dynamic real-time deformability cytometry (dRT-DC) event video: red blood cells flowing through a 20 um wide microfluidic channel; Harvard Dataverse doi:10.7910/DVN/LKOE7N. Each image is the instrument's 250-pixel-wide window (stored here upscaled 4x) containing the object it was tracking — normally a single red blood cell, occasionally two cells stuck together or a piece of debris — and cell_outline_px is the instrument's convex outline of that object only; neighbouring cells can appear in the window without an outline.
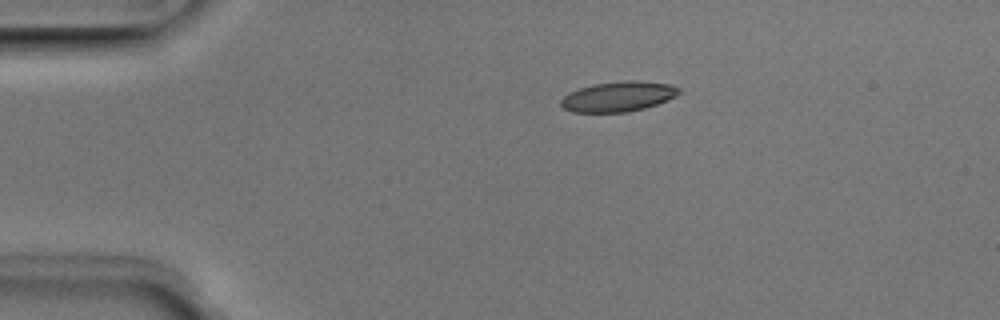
{"species": "Egyptian fruit bat (a non-hibernating species)", "species_latin": "Rousettus aegyptiacus", "temperature_condition": "room temperature", "stored_images_in_passage": 42, "camera_frame_rate_fps": 3000, "um_per_image_px": 0.085, "animal": {"sex": "male"}, "frame": {"image": 1, "passage_image": 1, "time_ms": 0.0, "image_size_px": [1000, 320], "cell_outline_px": [[680, 92], [676, 96], [668, 100], [644, 108], [628, 112], [572, 112], [564, 108], [560, 104], [560, 100], [564, 96], [580, 88], [596, 84], [624, 80], [636, 80], [672, 84], [680, 88]], "centroid_in_image_um": [52.59, 8.2], "position_along_channel_um": 32.4, "area_um2": 20.63}}
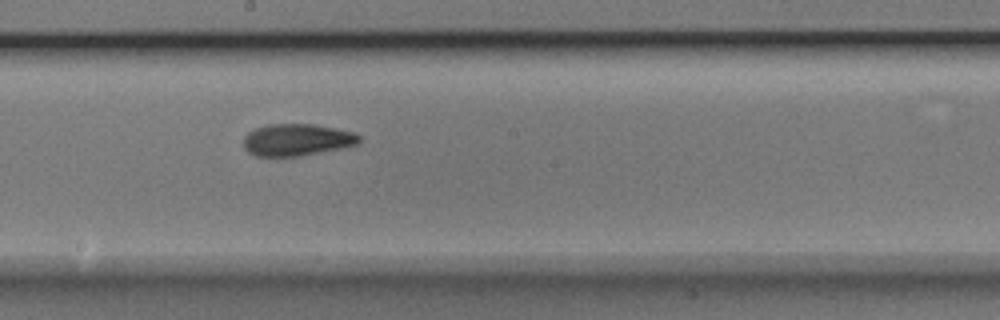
{"frame": {"image": 2, "passage_image": 19, "time_ms": 6.0, "image_size_px": [1000, 320], "cell_outline_px": [[360, 140], [356, 144], [344, 148], [304, 156], [256, 156], [248, 152], [244, 148], [244, 136], [248, 132], [256, 128], [268, 124], [316, 124], [336, 128], [352, 132], [360, 136]], "centroid_in_image_um": [25.24, 11.89], "position_along_channel_um": 223.0, "area_um2": 21.73}}
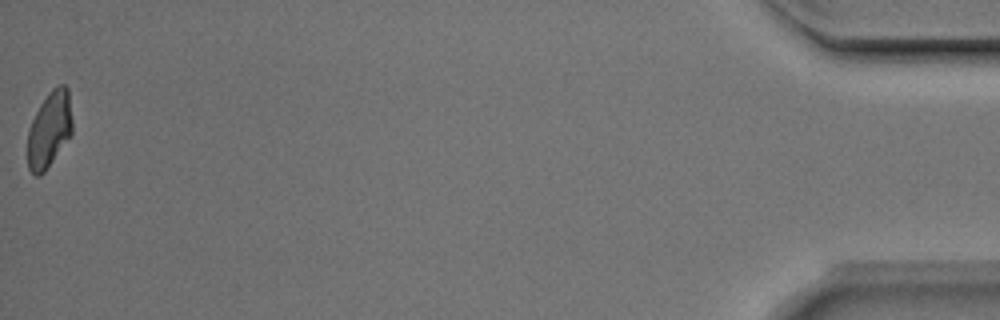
{"frame": {"image": 3, "passage_image": 42, "time_ms": 13.667, "image_size_px": [1000, 320], "cell_outline_px": [[72, 132], [44, 172], [40, 176], [36, 176], [28, 168], [28, 132], [32, 120], [40, 104], [48, 92], [52, 88], [60, 84], [64, 84], [68, 88], [72, 120]], "centroid_in_image_um": [4.19, 10.98], "position_along_channel_um": 431.0, "area_um2": 19.54}, "authors_computed_cell_mechanics": {"area_um2": 21.1837, "velocity_mm_per_s": 3.9809, "shape_relaxation_time_tau1_ms": 4.4417, "shape_relaxation_time_tau2_ms": 2.1909, "deformation_change_tau1": 0.1475, "deformation_change_tau2": 0.0678}}